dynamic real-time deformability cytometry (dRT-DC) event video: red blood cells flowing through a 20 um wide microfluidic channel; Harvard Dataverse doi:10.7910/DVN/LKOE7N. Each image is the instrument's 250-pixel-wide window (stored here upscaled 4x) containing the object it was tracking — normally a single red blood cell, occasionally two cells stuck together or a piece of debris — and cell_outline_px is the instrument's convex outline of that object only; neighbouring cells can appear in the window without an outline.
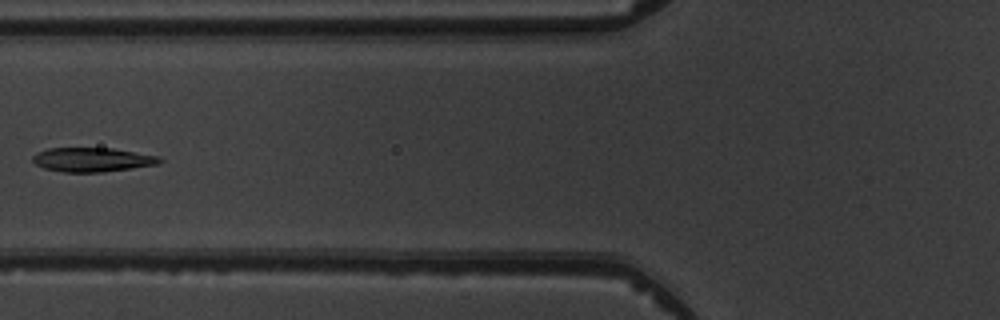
{"species": "common noctule bat (a hibernating species)", "species_latin": "Nyctalus noctula", "temperature_condition": "warm", "stored_images_in_passage": 7, "camera_frame_rate_fps": 3000, "um_per_image_px": 0.085, "animal": {"sex": "male", "body_mass_g": 19.5, "forearm_length_mm": 54.6}, "frame": {"image": 1, "passage_image": 7, "time_ms": 7.0, "image_size_px": [1000, 320], "cell_outline_px": [[164, 160], [160, 164], [132, 168], [100, 172], [64, 172], [44, 168], [36, 164], [32, 160], [32, 156], [36, 152], [48, 148], [112, 148], [160, 156]], "centroid_in_image_um": [7.87, 13.56], "position_along_channel_um": 117.9, "area_um2": 17.98}}